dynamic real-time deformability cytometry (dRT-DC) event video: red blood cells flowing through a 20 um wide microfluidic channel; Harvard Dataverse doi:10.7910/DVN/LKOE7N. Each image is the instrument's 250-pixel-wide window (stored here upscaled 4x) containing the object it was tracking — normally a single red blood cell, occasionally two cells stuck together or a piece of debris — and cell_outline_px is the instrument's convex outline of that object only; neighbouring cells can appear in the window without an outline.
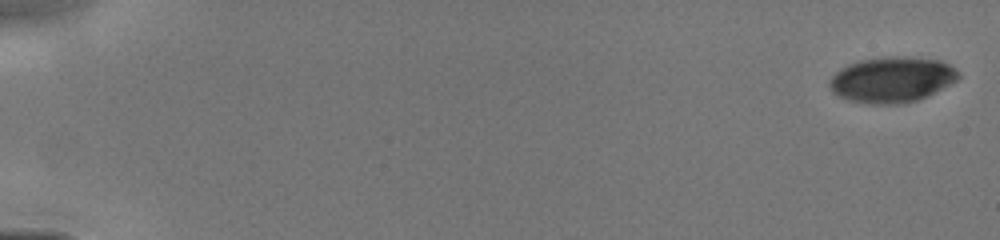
{"species": "human", "species_latin": "Homo sapiens", "temperature_condition": "cold", "stored_images_in_passage": 10, "camera_frame_rate_fps": 3000, "um_per_image_px": 0.085, "donor": {"sex": "male"}, "frame": {"image": 1, "passage_image": 1, "time_ms": 0.0, "image_size_px": [1000, 240], "cell_outline_px": [[960, 76], [956, 80], [916, 100], [904, 104], [868, 104], [848, 100], [832, 92], [828, 84], [828, 80], [836, 72], [848, 64], [860, 60], [892, 56], [912, 56], [940, 60], [948, 64]], "centroid_in_image_um": [75.75, 6.76], "position_along_channel_um": 9.2, "area_um2": 33.99}}
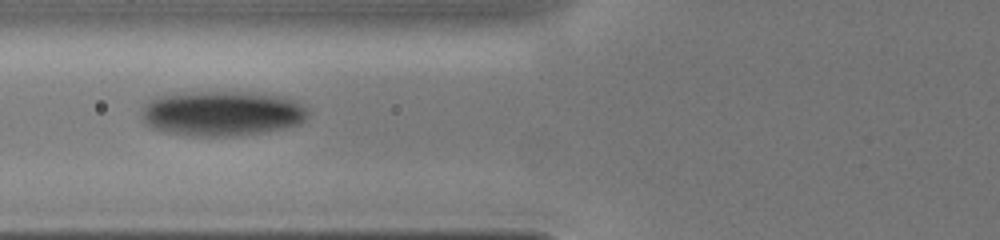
{"frame": {"image": 2, "passage_image": 9, "time_ms": 6.333, "image_size_px": [1000, 240], "cell_outline_px": [[308, 116], [300, 124], [284, 128], [236, 136], [192, 136], [164, 132], [152, 128], [144, 124], [140, 112], [144, 104], [148, 100], [156, 96], [176, 92], [264, 92], [280, 96], [292, 100], [308, 108]], "centroid_in_image_um": [18.81, 9.63], "position_along_channel_um": 107.0, "area_um2": 44.39}}
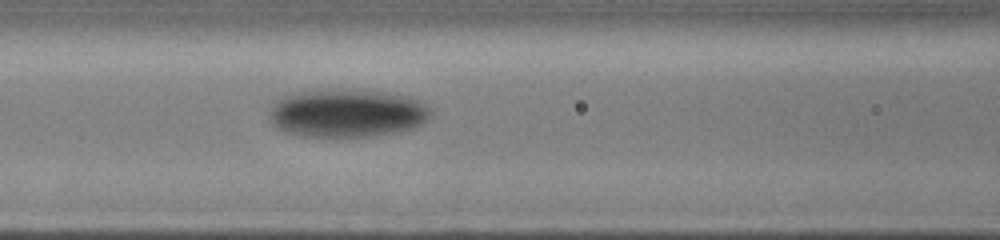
{"frame": {"image": 3, "passage_image": 10, "time_ms": 7.0, "image_size_px": [1000, 240], "cell_outline_px": [[432, 116], [428, 120], [412, 128], [400, 132], [368, 136], [296, 136], [284, 132], [276, 128], [268, 120], [268, 112], [272, 100], [284, 96], [300, 92], [348, 88], [356, 88], [404, 96], [416, 100], [432, 108]], "centroid_in_image_um": [29.43, 9.62], "position_along_channel_um": 137.2, "area_um2": 45.89}}